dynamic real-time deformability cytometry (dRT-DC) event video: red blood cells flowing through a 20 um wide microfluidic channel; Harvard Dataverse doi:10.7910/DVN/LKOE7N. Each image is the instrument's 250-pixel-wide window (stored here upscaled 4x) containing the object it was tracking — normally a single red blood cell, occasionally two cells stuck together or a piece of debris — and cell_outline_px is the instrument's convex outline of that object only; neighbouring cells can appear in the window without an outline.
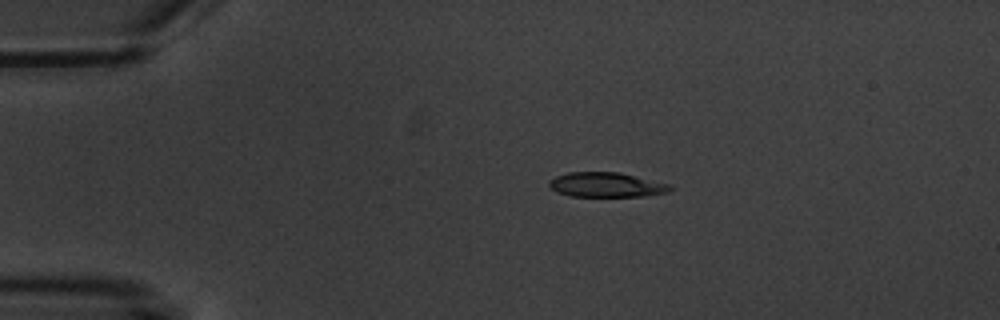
{"species": "common noctule bat (a hibernating species)", "species_latin": "Nyctalus noctula", "temperature_condition": "warm", "stored_images_in_passage": 8, "camera_frame_rate_fps": 3000, "um_per_image_px": 0.085, "animal": {"sex": "male", "body_mass_g": 20.1, "forearm_length_mm": 53.5}, "frame": {"image": 1, "passage_image": 4, "time_ms": 3.333, "image_size_px": [1000, 320], "cell_outline_px": [[672, 188], [668, 192], [644, 196], [572, 196], [556, 192], [548, 184], [548, 180], [556, 176], [568, 172], [620, 172], [668, 184]], "centroid_in_image_um": [51.5, 15.7], "position_along_channel_um": 33.5, "area_um2": 17.28}}
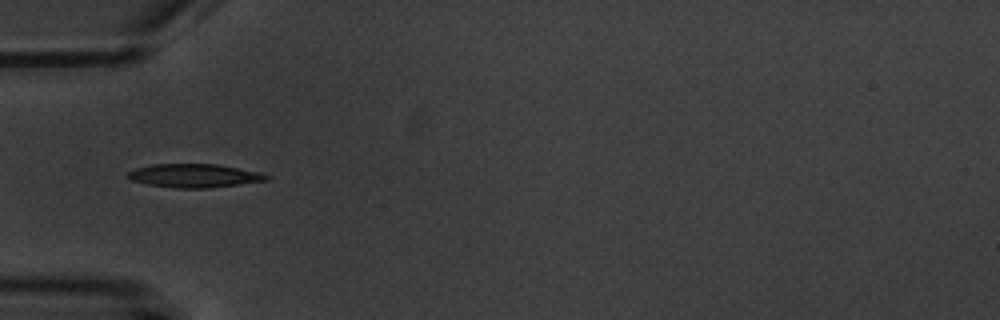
{"frame": {"image": 2, "passage_image": 6, "time_ms": 5.667, "image_size_px": [1000, 320], "cell_outline_px": [[272, 176], [268, 180], [208, 188], [176, 188], [148, 184], [132, 180], [124, 176], [128, 172], [136, 168], [152, 164], [216, 164], [260, 172]], "centroid_in_image_um": [16.51, 14.93], "position_along_channel_um": 68.5, "area_um2": 18.96}}
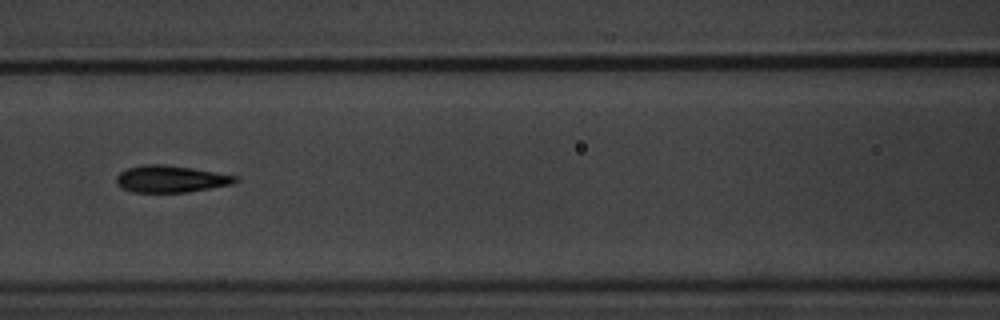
{"frame": {"image": 3, "passage_image": 8, "time_ms": 8.0, "image_size_px": [1000, 320], "cell_outline_px": [[240, 180], [232, 184], [184, 192], [132, 192], [120, 188], [116, 184], [116, 176], [120, 172], [128, 168], [144, 164], [164, 164], [192, 168], [240, 176]], "centroid_in_image_um": [14.5, 15.2], "position_along_channel_um": 152.1, "area_um2": 18.73}}